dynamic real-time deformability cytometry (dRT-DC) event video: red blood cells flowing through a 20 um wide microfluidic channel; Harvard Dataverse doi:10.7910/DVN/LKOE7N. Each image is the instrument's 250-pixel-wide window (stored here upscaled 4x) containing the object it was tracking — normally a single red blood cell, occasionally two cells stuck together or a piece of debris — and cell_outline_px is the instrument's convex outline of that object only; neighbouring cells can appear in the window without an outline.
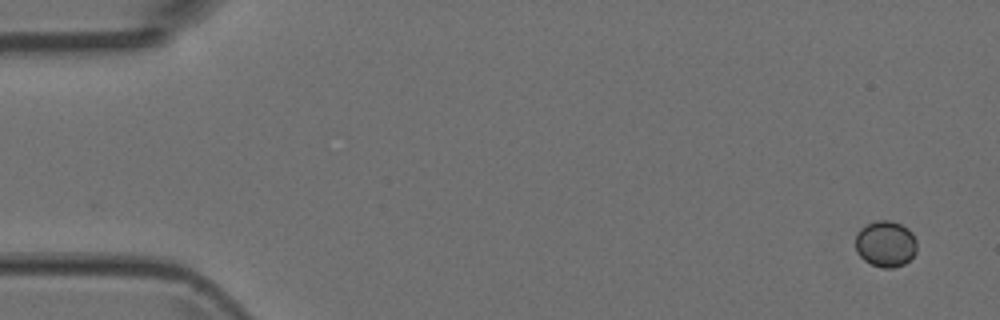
{"species": "Egyptian fruit bat (a non-hibernating species)", "species_latin": "Rousettus aegyptiacus", "temperature_condition": "room temperature", "stored_images_in_passage": 4, "camera_frame_rate_fps": 3000, "um_per_image_px": 0.085, "animal": {"sex": "female"}, "frame": {"image": 1, "passage_image": 1, "time_ms": 0.0, "image_size_px": [1000, 320], "cell_outline_px": [[916, 252], [904, 264], [892, 268], [880, 268], [864, 260], [856, 252], [856, 232], [860, 228], [876, 220], [888, 220], [900, 224], [908, 228], [912, 232], [916, 240]], "centroid_in_image_um": [75.27, 20.73], "position_along_channel_um": 9.7, "area_um2": 16.59}}
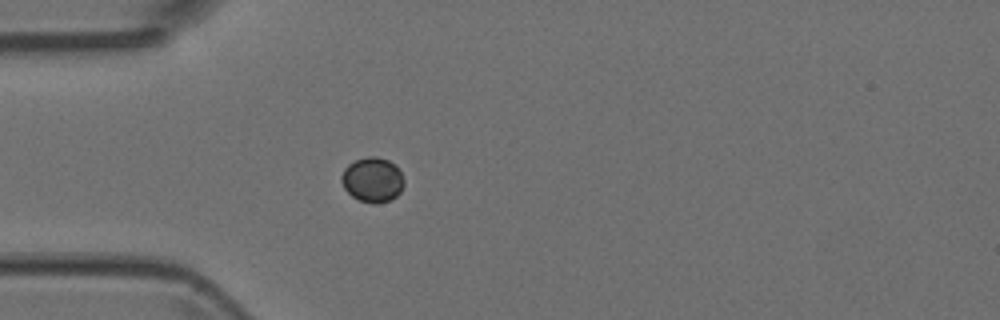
{"frame": {"image": 2, "passage_image": 4, "time_ms": 1.0, "image_size_px": [1000, 320], "cell_outline_px": [[404, 184], [400, 192], [392, 200], [376, 204], [372, 204], [360, 200], [352, 196], [344, 188], [340, 180], [340, 176], [344, 168], [348, 164], [356, 160], [368, 156], [376, 156], [388, 160], [396, 164], [404, 180]], "centroid_in_image_um": [31.66, 15.28], "position_along_channel_um": 53.3, "area_um2": 16.53}}